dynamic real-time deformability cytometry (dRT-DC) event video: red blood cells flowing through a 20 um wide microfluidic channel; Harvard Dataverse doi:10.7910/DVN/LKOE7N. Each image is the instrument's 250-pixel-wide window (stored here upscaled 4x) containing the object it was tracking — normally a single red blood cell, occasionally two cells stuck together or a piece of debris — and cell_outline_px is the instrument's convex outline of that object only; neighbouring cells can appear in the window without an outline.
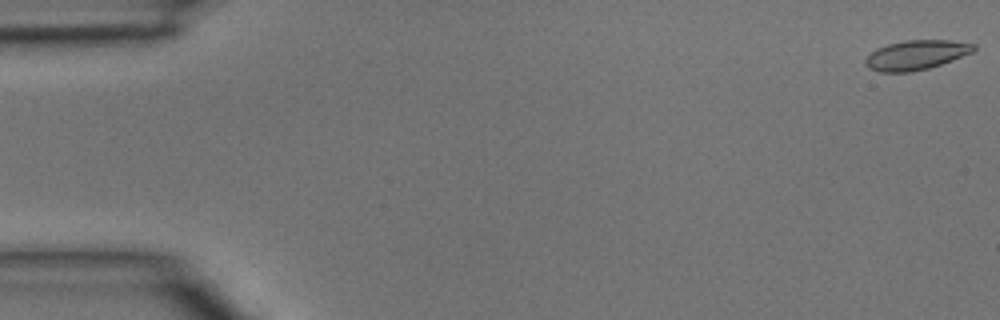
{"species": "common noctule bat (a hibernating species)", "species_latin": "Nyctalus noctula", "temperature_condition": "room temperature", "stored_images_in_passage": 46, "camera_frame_rate_fps": 3000, "um_per_image_px": 0.085, "animal": {"sex": "male", "body_mass_g": 15.6}, "frame": {"image": 1, "passage_image": 1, "time_ms": 0.0, "image_size_px": [1000, 320], "cell_outline_px": [[976, 48], [972, 52], [952, 60], [928, 68], [908, 72], [880, 72], [868, 68], [864, 64], [864, 60], [876, 48], [888, 44], [904, 40], [952, 40], [976, 44]], "centroid_in_image_um": [77.86, 4.66], "position_along_channel_um": 7.1, "area_um2": 18.61}}
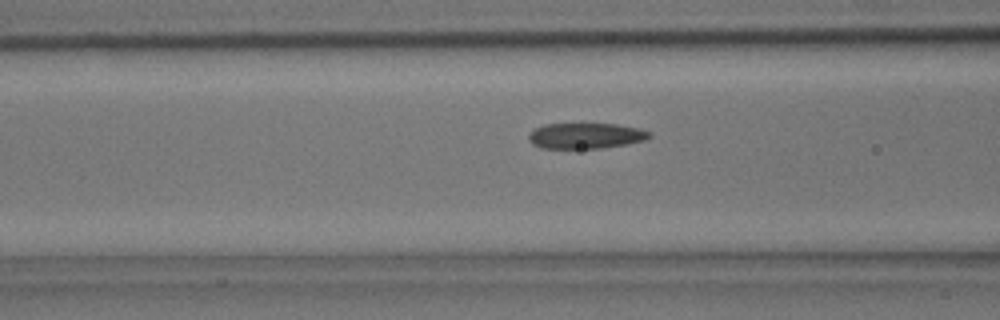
{"frame": {"image": 2, "passage_image": 18, "time_ms": 5.667, "image_size_px": [1000, 320], "cell_outline_px": [[652, 136], [644, 140], [624, 144], [600, 148], [540, 148], [532, 144], [528, 140], [528, 136], [536, 128], [544, 124], [616, 124], [640, 128], [652, 132]], "centroid_in_image_um": [49.79, 11.54], "position_along_channel_um": 116.8, "area_um2": 17.98}}
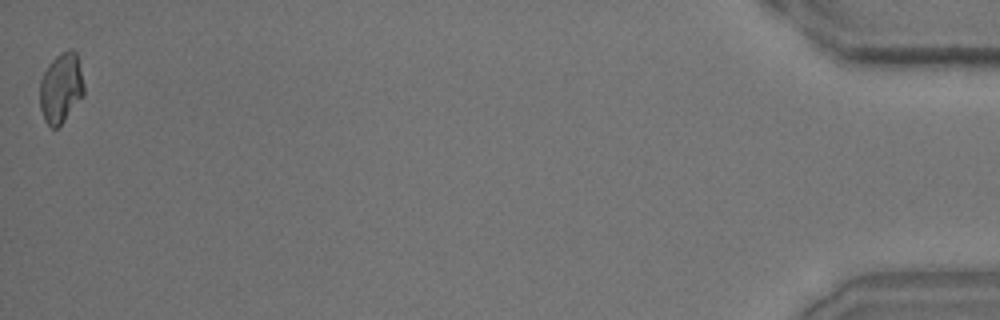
{"frame": {"image": 3, "passage_image": 46, "time_ms": 15.0, "image_size_px": [1000, 320], "cell_outline_px": [[84, 96], [60, 124], [56, 128], [52, 128], [44, 120], [40, 108], [40, 80], [44, 72], [52, 60], [60, 52], [68, 48], [72, 48], [76, 52], [84, 84]], "centroid_in_image_um": [5.19, 7.45], "position_along_channel_um": 430.0, "area_um2": 17.98}}